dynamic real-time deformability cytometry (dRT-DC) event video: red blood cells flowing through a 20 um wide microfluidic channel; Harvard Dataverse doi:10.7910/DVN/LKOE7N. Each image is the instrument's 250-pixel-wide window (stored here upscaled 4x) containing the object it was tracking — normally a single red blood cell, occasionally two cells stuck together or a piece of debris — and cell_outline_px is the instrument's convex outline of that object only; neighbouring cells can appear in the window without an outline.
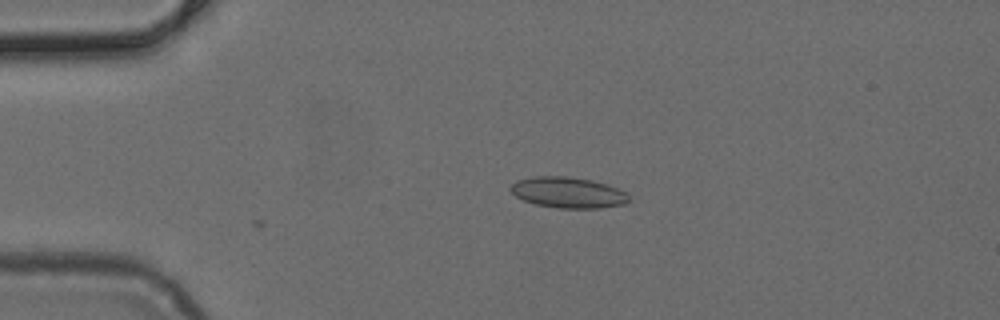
{"species": "common noctule bat (a hibernating species)", "species_latin": "Nyctalus noctula", "temperature_condition": "cold", "stored_images_in_passage": 30, "camera_frame_rate_fps": 3000, "um_per_image_px": 0.085, "animal": {"sex": "female", "body_mass_g": 24.6, "forearm_length_mm": 56.2}, "frame": {"image": 1, "passage_image": 1, "time_ms": 0.0, "image_size_px": [1000, 320], "cell_outline_px": [[632, 200], [624, 204], [600, 208], [560, 208], [536, 204], [524, 200], [516, 196], [508, 188], [516, 180], [532, 176], [564, 176], [592, 180], [628, 192]], "centroid_in_image_um": [48.3, 16.36], "position_along_channel_um": 36.7, "area_um2": 21.33}}
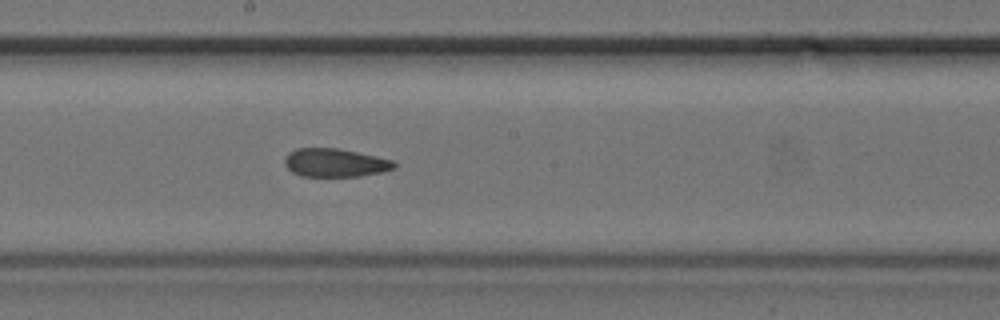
{"frame": {"image": 2, "passage_image": 17, "time_ms": 5.333, "image_size_px": [1000, 320], "cell_outline_px": [[396, 168], [380, 172], [360, 176], [300, 176], [292, 172], [284, 164], [284, 160], [288, 152], [296, 148], [336, 148], [376, 156], [392, 160], [396, 164]], "centroid_in_image_um": [28.45, 13.83], "position_along_channel_um": 219.7, "area_um2": 18.03}}
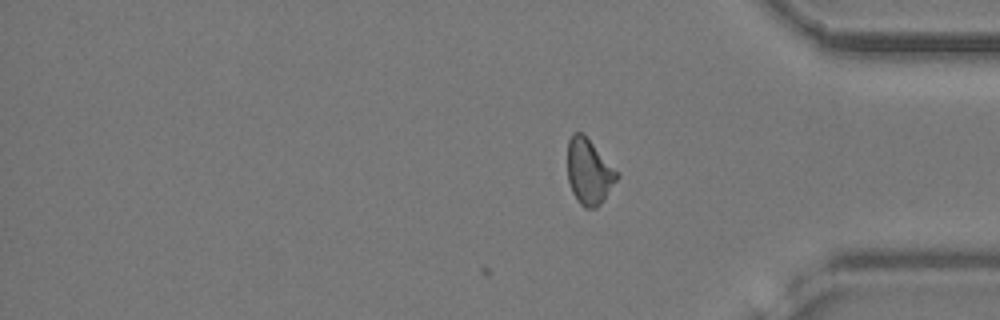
{"frame": {"image": 3, "passage_image": 30, "time_ms": 9.667, "image_size_px": [1000, 320], "cell_outline_px": [[620, 176], [600, 204], [596, 208], [584, 208], [580, 204], [572, 192], [568, 180], [568, 140], [572, 132], [584, 132], [620, 172]], "centroid_in_image_um": [50.09, 14.55], "position_along_channel_um": 385.1, "area_um2": 19.31}}